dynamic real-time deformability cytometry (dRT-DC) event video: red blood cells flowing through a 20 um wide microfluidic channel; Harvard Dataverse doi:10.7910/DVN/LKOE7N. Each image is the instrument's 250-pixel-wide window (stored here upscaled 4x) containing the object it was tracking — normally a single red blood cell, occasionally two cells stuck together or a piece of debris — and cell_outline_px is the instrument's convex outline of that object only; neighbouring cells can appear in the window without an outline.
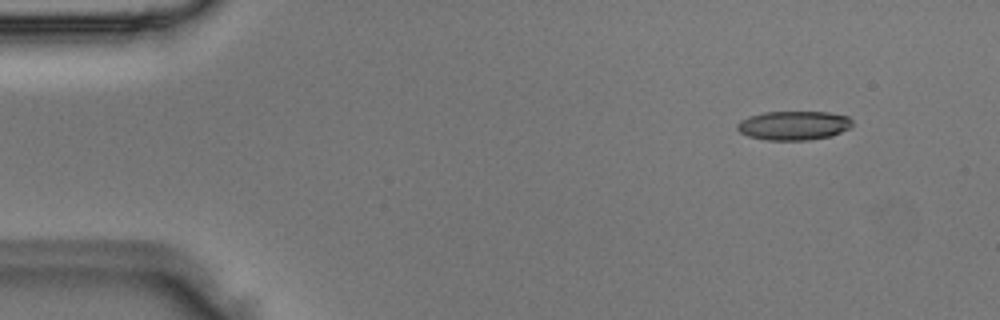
{"species": "Egyptian fruit bat (a non-hibernating species)", "species_latin": "Rousettus aegyptiacus", "temperature_condition": "room temperature", "stored_images_in_passage": 7, "camera_frame_rate_fps": 3000, "um_per_image_px": 0.085, "animal": {"sex": "male"}, "frame": {"image": 1, "passage_image": 2, "time_ms": 0.333, "image_size_px": [1000, 320], "cell_outline_px": [[852, 124], [848, 128], [832, 136], [808, 140], [764, 140], [748, 136], [740, 132], [736, 128], [736, 124], [740, 120], [748, 116], [764, 112], [828, 112], [848, 116], [852, 120]], "centroid_in_image_um": [67.43, 10.66], "position_along_channel_um": 17.6, "area_um2": 19.59}}
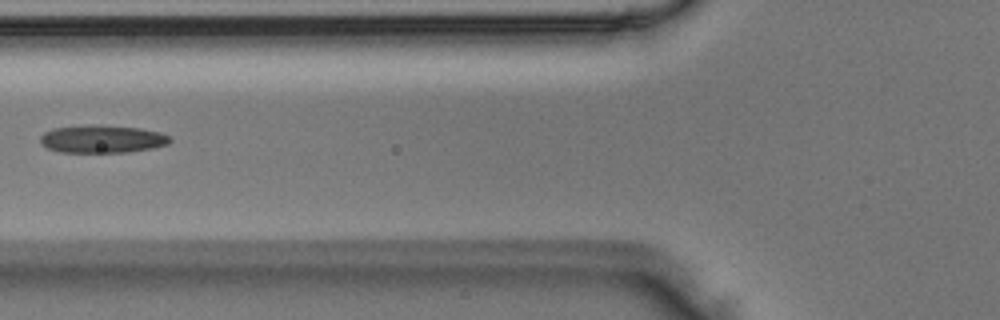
{"frame": {"image": 2, "passage_image": 6, "time_ms": 1.667, "image_size_px": [1000, 320], "cell_outline_px": [[172, 140], [168, 144], [152, 148], [128, 152], [60, 152], [48, 148], [40, 140], [40, 136], [44, 132], [52, 128], [88, 124], [96, 124], [140, 128], [160, 132], [168, 136]], "centroid_in_image_um": [8.68, 11.8], "position_along_channel_um": 117.1, "area_um2": 21.1}}
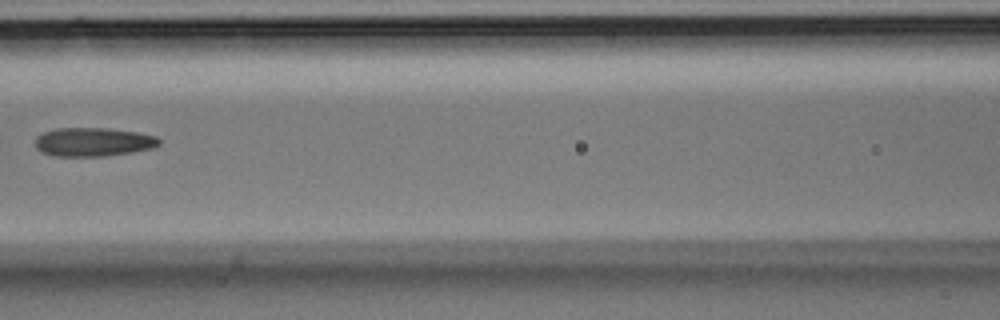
{"frame": {"image": 3, "passage_image": 7, "time_ms": 2.0, "image_size_px": [1000, 320], "cell_outline_px": [[160, 144], [152, 148], [132, 152], [104, 156], [56, 156], [40, 152], [36, 148], [36, 136], [44, 132], [56, 128], [108, 128], [136, 132], [156, 136], [160, 140]], "centroid_in_image_um": [7.91, 12.06], "position_along_channel_um": 158.7, "area_um2": 20.75}}